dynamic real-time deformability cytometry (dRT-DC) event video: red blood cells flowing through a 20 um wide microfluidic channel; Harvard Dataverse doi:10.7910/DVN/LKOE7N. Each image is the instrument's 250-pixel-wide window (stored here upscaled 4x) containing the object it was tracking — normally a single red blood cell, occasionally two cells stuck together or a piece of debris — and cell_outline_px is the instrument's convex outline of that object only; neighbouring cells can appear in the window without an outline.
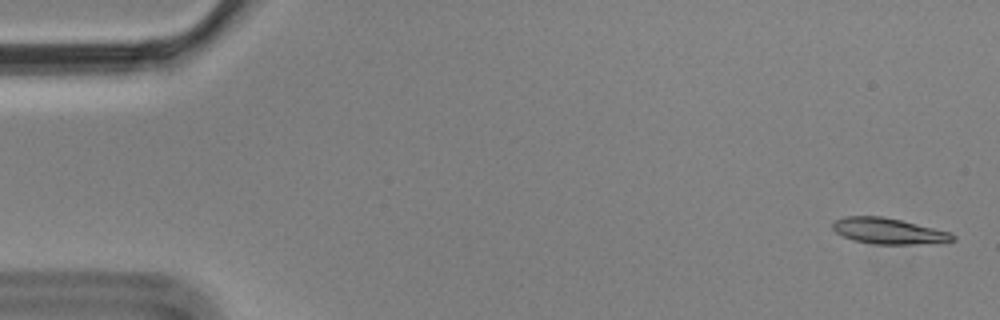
{"species": "Egyptian fruit bat (a non-hibernating species)", "species_latin": "Rousettus aegyptiacus", "temperature_condition": "cold", "stored_images_in_passage": 4, "camera_frame_rate_fps": 3000, "um_per_image_px": 0.085, "animal": {"sex": "male"}, "frame": {"image": 1, "passage_image": 1, "time_ms": 0.0, "image_size_px": [1000, 320], "cell_outline_px": [[956, 240], [912, 244], [872, 244], [852, 240], [836, 232], [832, 228], [832, 224], [836, 220], [844, 216], [880, 216], [900, 220], [948, 232], [956, 236]], "centroid_in_image_um": [75.45, 19.64], "position_along_channel_um": 9.5, "area_um2": 17.74}}
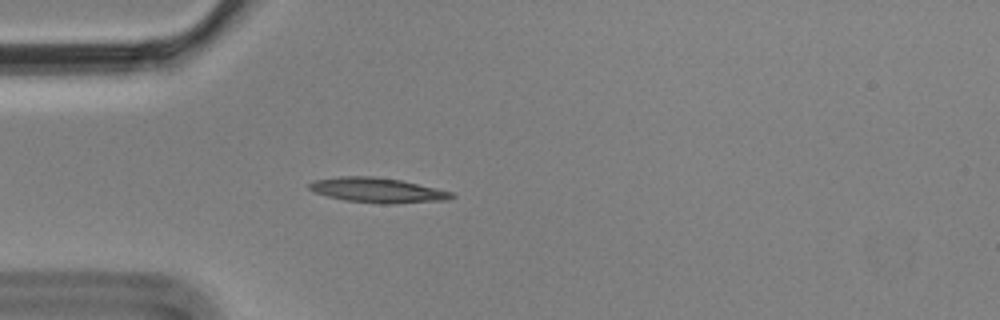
{"frame": {"image": 2, "passage_image": 4, "time_ms": 1.0, "image_size_px": [1000, 320], "cell_outline_px": [[456, 196], [448, 200], [392, 204], [380, 204], [344, 200], [328, 196], [316, 192], [308, 188], [308, 184], [316, 180], [340, 176], [372, 176], [400, 180], [452, 192]], "centroid_in_image_um": [32.1, 16.17], "position_along_channel_um": 52.9, "area_um2": 20.52}}